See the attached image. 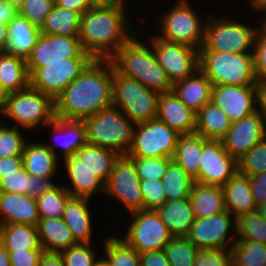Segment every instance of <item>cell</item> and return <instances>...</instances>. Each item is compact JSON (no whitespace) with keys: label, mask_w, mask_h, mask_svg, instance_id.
I'll use <instances>...</instances> for the list:
<instances>
[{"label":"cell","mask_w":266,"mask_h":266,"mask_svg":"<svg viewBox=\"0 0 266 266\" xmlns=\"http://www.w3.org/2000/svg\"><path fill=\"white\" fill-rule=\"evenodd\" d=\"M112 91V63L109 60H94L55 98V117L84 121L113 106Z\"/></svg>","instance_id":"1"},{"label":"cell","mask_w":266,"mask_h":266,"mask_svg":"<svg viewBox=\"0 0 266 266\" xmlns=\"http://www.w3.org/2000/svg\"><path fill=\"white\" fill-rule=\"evenodd\" d=\"M124 3L121 0L109 5L91 6L82 15L79 39L84 51L95 60H108L133 36L128 28Z\"/></svg>","instance_id":"2"},{"label":"cell","mask_w":266,"mask_h":266,"mask_svg":"<svg viewBox=\"0 0 266 266\" xmlns=\"http://www.w3.org/2000/svg\"><path fill=\"white\" fill-rule=\"evenodd\" d=\"M108 60L117 73L139 81L150 90L160 94L172 91L173 85L158 63L153 48L149 49L134 36Z\"/></svg>","instance_id":"3"},{"label":"cell","mask_w":266,"mask_h":266,"mask_svg":"<svg viewBox=\"0 0 266 266\" xmlns=\"http://www.w3.org/2000/svg\"><path fill=\"white\" fill-rule=\"evenodd\" d=\"M199 69L212 85H257L253 52L199 51Z\"/></svg>","instance_id":"4"},{"label":"cell","mask_w":266,"mask_h":266,"mask_svg":"<svg viewBox=\"0 0 266 266\" xmlns=\"http://www.w3.org/2000/svg\"><path fill=\"white\" fill-rule=\"evenodd\" d=\"M90 144L126 156L133 142L135 124L117 107L102 109L84 120Z\"/></svg>","instance_id":"5"},{"label":"cell","mask_w":266,"mask_h":266,"mask_svg":"<svg viewBox=\"0 0 266 266\" xmlns=\"http://www.w3.org/2000/svg\"><path fill=\"white\" fill-rule=\"evenodd\" d=\"M112 93L113 106L120 109L135 125L157 119L160 93L117 73L114 68Z\"/></svg>","instance_id":"6"},{"label":"cell","mask_w":266,"mask_h":266,"mask_svg":"<svg viewBox=\"0 0 266 266\" xmlns=\"http://www.w3.org/2000/svg\"><path fill=\"white\" fill-rule=\"evenodd\" d=\"M2 115L26 129L36 128L40 123L48 127L55 118L54 99L29 85L10 93Z\"/></svg>","instance_id":"7"},{"label":"cell","mask_w":266,"mask_h":266,"mask_svg":"<svg viewBox=\"0 0 266 266\" xmlns=\"http://www.w3.org/2000/svg\"><path fill=\"white\" fill-rule=\"evenodd\" d=\"M229 18L213 19L205 25L203 46L199 51L249 53L255 46L260 28H252L242 23L229 21ZM249 48V49H248Z\"/></svg>","instance_id":"8"},{"label":"cell","mask_w":266,"mask_h":266,"mask_svg":"<svg viewBox=\"0 0 266 266\" xmlns=\"http://www.w3.org/2000/svg\"><path fill=\"white\" fill-rule=\"evenodd\" d=\"M135 126L127 157L173 158L180 134L158 119Z\"/></svg>","instance_id":"9"},{"label":"cell","mask_w":266,"mask_h":266,"mask_svg":"<svg viewBox=\"0 0 266 266\" xmlns=\"http://www.w3.org/2000/svg\"><path fill=\"white\" fill-rule=\"evenodd\" d=\"M130 215L133 221L123 240L138 253L164 250L173 235L156 210H138Z\"/></svg>","instance_id":"10"},{"label":"cell","mask_w":266,"mask_h":266,"mask_svg":"<svg viewBox=\"0 0 266 266\" xmlns=\"http://www.w3.org/2000/svg\"><path fill=\"white\" fill-rule=\"evenodd\" d=\"M162 32L159 38L166 41L187 44L200 50L204 43L205 25L196 12L184 0L175 4L169 12L163 14Z\"/></svg>","instance_id":"11"},{"label":"cell","mask_w":266,"mask_h":266,"mask_svg":"<svg viewBox=\"0 0 266 266\" xmlns=\"http://www.w3.org/2000/svg\"><path fill=\"white\" fill-rule=\"evenodd\" d=\"M151 48L172 85L199 70V50L187 44L152 37Z\"/></svg>","instance_id":"12"},{"label":"cell","mask_w":266,"mask_h":266,"mask_svg":"<svg viewBox=\"0 0 266 266\" xmlns=\"http://www.w3.org/2000/svg\"><path fill=\"white\" fill-rule=\"evenodd\" d=\"M95 59L68 58L39 67L30 76V85L55 98L65 90Z\"/></svg>","instance_id":"13"},{"label":"cell","mask_w":266,"mask_h":266,"mask_svg":"<svg viewBox=\"0 0 266 266\" xmlns=\"http://www.w3.org/2000/svg\"><path fill=\"white\" fill-rule=\"evenodd\" d=\"M68 58L93 57L84 51L79 37L41 33L26 59V66L31 76L39 67Z\"/></svg>","instance_id":"14"},{"label":"cell","mask_w":266,"mask_h":266,"mask_svg":"<svg viewBox=\"0 0 266 266\" xmlns=\"http://www.w3.org/2000/svg\"><path fill=\"white\" fill-rule=\"evenodd\" d=\"M140 178L134 163L127 156H120L105 184V193L126 206L130 213L144 210Z\"/></svg>","instance_id":"15"},{"label":"cell","mask_w":266,"mask_h":266,"mask_svg":"<svg viewBox=\"0 0 266 266\" xmlns=\"http://www.w3.org/2000/svg\"><path fill=\"white\" fill-rule=\"evenodd\" d=\"M199 176L194 181L206 185L223 186L239 171L238 161L223 148L221 140L203 137Z\"/></svg>","instance_id":"16"},{"label":"cell","mask_w":266,"mask_h":266,"mask_svg":"<svg viewBox=\"0 0 266 266\" xmlns=\"http://www.w3.org/2000/svg\"><path fill=\"white\" fill-rule=\"evenodd\" d=\"M265 137V121L256 111L248 117L232 122L221 141L227 153L239 161Z\"/></svg>","instance_id":"17"},{"label":"cell","mask_w":266,"mask_h":266,"mask_svg":"<svg viewBox=\"0 0 266 266\" xmlns=\"http://www.w3.org/2000/svg\"><path fill=\"white\" fill-rule=\"evenodd\" d=\"M230 215L231 213L225 210L210 217L195 218L186 236L198 249H226V238L232 226L235 227L236 233V218ZM233 223L235 225H232Z\"/></svg>","instance_id":"18"},{"label":"cell","mask_w":266,"mask_h":266,"mask_svg":"<svg viewBox=\"0 0 266 266\" xmlns=\"http://www.w3.org/2000/svg\"><path fill=\"white\" fill-rule=\"evenodd\" d=\"M256 90L257 85H213L211 102L219 106L231 122L238 121L257 111Z\"/></svg>","instance_id":"19"},{"label":"cell","mask_w":266,"mask_h":266,"mask_svg":"<svg viewBox=\"0 0 266 266\" xmlns=\"http://www.w3.org/2000/svg\"><path fill=\"white\" fill-rule=\"evenodd\" d=\"M195 116L196 113L188 108L173 91L160 94L157 119L167 124L178 134L195 133Z\"/></svg>","instance_id":"20"},{"label":"cell","mask_w":266,"mask_h":266,"mask_svg":"<svg viewBox=\"0 0 266 266\" xmlns=\"http://www.w3.org/2000/svg\"><path fill=\"white\" fill-rule=\"evenodd\" d=\"M3 224H28L37 227L40 219L36 199L28 194L0 192V218Z\"/></svg>","instance_id":"21"},{"label":"cell","mask_w":266,"mask_h":266,"mask_svg":"<svg viewBox=\"0 0 266 266\" xmlns=\"http://www.w3.org/2000/svg\"><path fill=\"white\" fill-rule=\"evenodd\" d=\"M212 83L199 69L192 76L176 82L172 91L192 111L197 113L211 102Z\"/></svg>","instance_id":"22"},{"label":"cell","mask_w":266,"mask_h":266,"mask_svg":"<svg viewBox=\"0 0 266 266\" xmlns=\"http://www.w3.org/2000/svg\"><path fill=\"white\" fill-rule=\"evenodd\" d=\"M7 31L5 52L26 60L41 34L40 28L18 14L7 24Z\"/></svg>","instance_id":"23"},{"label":"cell","mask_w":266,"mask_h":266,"mask_svg":"<svg viewBox=\"0 0 266 266\" xmlns=\"http://www.w3.org/2000/svg\"><path fill=\"white\" fill-rule=\"evenodd\" d=\"M224 203L235 218L241 214L257 210V205L251 192L249 176L239 171L223 186Z\"/></svg>","instance_id":"24"},{"label":"cell","mask_w":266,"mask_h":266,"mask_svg":"<svg viewBox=\"0 0 266 266\" xmlns=\"http://www.w3.org/2000/svg\"><path fill=\"white\" fill-rule=\"evenodd\" d=\"M57 157L52 144L26 142L22 154L23 167L29 174L36 177L52 179L57 173Z\"/></svg>","instance_id":"25"},{"label":"cell","mask_w":266,"mask_h":266,"mask_svg":"<svg viewBox=\"0 0 266 266\" xmlns=\"http://www.w3.org/2000/svg\"><path fill=\"white\" fill-rule=\"evenodd\" d=\"M156 212L173 236H186L195 221L190 198L167 201Z\"/></svg>","instance_id":"26"},{"label":"cell","mask_w":266,"mask_h":266,"mask_svg":"<svg viewBox=\"0 0 266 266\" xmlns=\"http://www.w3.org/2000/svg\"><path fill=\"white\" fill-rule=\"evenodd\" d=\"M39 243L44 252L60 253L77 245L62 218H40L37 225Z\"/></svg>","instance_id":"27"},{"label":"cell","mask_w":266,"mask_h":266,"mask_svg":"<svg viewBox=\"0 0 266 266\" xmlns=\"http://www.w3.org/2000/svg\"><path fill=\"white\" fill-rule=\"evenodd\" d=\"M64 165L67 170V176H69L74 189L66 188V190L72 195V197H80L90 199V196L95 191H105V183L97 177L93 172L88 170L81 160L75 155L63 158Z\"/></svg>","instance_id":"28"},{"label":"cell","mask_w":266,"mask_h":266,"mask_svg":"<svg viewBox=\"0 0 266 266\" xmlns=\"http://www.w3.org/2000/svg\"><path fill=\"white\" fill-rule=\"evenodd\" d=\"M87 198L71 197L65 207L62 219L70 228L77 244H90L91 218Z\"/></svg>","instance_id":"29"},{"label":"cell","mask_w":266,"mask_h":266,"mask_svg":"<svg viewBox=\"0 0 266 266\" xmlns=\"http://www.w3.org/2000/svg\"><path fill=\"white\" fill-rule=\"evenodd\" d=\"M55 186L51 179H43L29 174L22 166L14 173L2 174L0 192L28 194L38 198Z\"/></svg>","instance_id":"30"},{"label":"cell","mask_w":266,"mask_h":266,"mask_svg":"<svg viewBox=\"0 0 266 266\" xmlns=\"http://www.w3.org/2000/svg\"><path fill=\"white\" fill-rule=\"evenodd\" d=\"M195 218H205L226 210L221 186L193 183L190 192Z\"/></svg>","instance_id":"31"},{"label":"cell","mask_w":266,"mask_h":266,"mask_svg":"<svg viewBox=\"0 0 266 266\" xmlns=\"http://www.w3.org/2000/svg\"><path fill=\"white\" fill-rule=\"evenodd\" d=\"M83 165L99 177L105 184L114 169L115 162L120 158L116 151L86 143L75 153Z\"/></svg>","instance_id":"32"},{"label":"cell","mask_w":266,"mask_h":266,"mask_svg":"<svg viewBox=\"0 0 266 266\" xmlns=\"http://www.w3.org/2000/svg\"><path fill=\"white\" fill-rule=\"evenodd\" d=\"M195 133L206 139L221 140L231 127L228 115L213 102L196 113Z\"/></svg>","instance_id":"33"},{"label":"cell","mask_w":266,"mask_h":266,"mask_svg":"<svg viewBox=\"0 0 266 266\" xmlns=\"http://www.w3.org/2000/svg\"><path fill=\"white\" fill-rule=\"evenodd\" d=\"M202 153L203 136L197 133L184 134L178 137L172 159L195 181L199 176V162Z\"/></svg>","instance_id":"34"},{"label":"cell","mask_w":266,"mask_h":266,"mask_svg":"<svg viewBox=\"0 0 266 266\" xmlns=\"http://www.w3.org/2000/svg\"><path fill=\"white\" fill-rule=\"evenodd\" d=\"M0 242L7 251L43 250L37 227L28 224L0 225Z\"/></svg>","instance_id":"35"},{"label":"cell","mask_w":266,"mask_h":266,"mask_svg":"<svg viewBox=\"0 0 266 266\" xmlns=\"http://www.w3.org/2000/svg\"><path fill=\"white\" fill-rule=\"evenodd\" d=\"M0 83L10 93L28 87L30 75L26 60L6 52L0 53Z\"/></svg>","instance_id":"36"},{"label":"cell","mask_w":266,"mask_h":266,"mask_svg":"<svg viewBox=\"0 0 266 266\" xmlns=\"http://www.w3.org/2000/svg\"><path fill=\"white\" fill-rule=\"evenodd\" d=\"M81 17L80 12L62 8L55 4L40 31L42 34L79 37Z\"/></svg>","instance_id":"37"},{"label":"cell","mask_w":266,"mask_h":266,"mask_svg":"<svg viewBox=\"0 0 266 266\" xmlns=\"http://www.w3.org/2000/svg\"><path fill=\"white\" fill-rule=\"evenodd\" d=\"M49 125L54 127L53 133L65 132L64 134L68 135L61 142L64 158L75 155L88 142L87 128L84 121L65 120L55 117Z\"/></svg>","instance_id":"38"},{"label":"cell","mask_w":266,"mask_h":266,"mask_svg":"<svg viewBox=\"0 0 266 266\" xmlns=\"http://www.w3.org/2000/svg\"><path fill=\"white\" fill-rule=\"evenodd\" d=\"M164 193L167 201L190 198L191 188L194 183L185 170L172 161L162 178Z\"/></svg>","instance_id":"39"},{"label":"cell","mask_w":266,"mask_h":266,"mask_svg":"<svg viewBox=\"0 0 266 266\" xmlns=\"http://www.w3.org/2000/svg\"><path fill=\"white\" fill-rule=\"evenodd\" d=\"M230 244L233 266H266V245L252 240Z\"/></svg>","instance_id":"40"},{"label":"cell","mask_w":266,"mask_h":266,"mask_svg":"<svg viewBox=\"0 0 266 266\" xmlns=\"http://www.w3.org/2000/svg\"><path fill=\"white\" fill-rule=\"evenodd\" d=\"M72 195L66 190V186L55 185L43 195L36 198L39 217L62 218L66 204Z\"/></svg>","instance_id":"41"},{"label":"cell","mask_w":266,"mask_h":266,"mask_svg":"<svg viewBox=\"0 0 266 266\" xmlns=\"http://www.w3.org/2000/svg\"><path fill=\"white\" fill-rule=\"evenodd\" d=\"M238 233V234H237ZM236 240H252L266 245V219L255 210L236 218Z\"/></svg>","instance_id":"42"},{"label":"cell","mask_w":266,"mask_h":266,"mask_svg":"<svg viewBox=\"0 0 266 266\" xmlns=\"http://www.w3.org/2000/svg\"><path fill=\"white\" fill-rule=\"evenodd\" d=\"M104 243L105 260L110 266H140V253L123 239L109 236Z\"/></svg>","instance_id":"43"},{"label":"cell","mask_w":266,"mask_h":266,"mask_svg":"<svg viewBox=\"0 0 266 266\" xmlns=\"http://www.w3.org/2000/svg\"><path fill=\"white\" fill-rule=\"evenodd\" d=\"M198 247L187 236H173L164 251L171 266H194Z\"/></svg>","instance_id":"44"},{"label":"cell","mask_w":266,"mask_h":266,"mask_svg":"<svg viewBox=\"0 0 266 266\" xmlns=\"http://www.w3.org/2000/svg\"><path fill=\"white\" fill-rule=\"evenodd\" d=\"M136 168L140 180H162L168 165L173 161L169 157H128Z\"/></svg>","instance_id":"45"},{"label":"cell","mask_w":266,"mask_h":266,"mask_svg":"<svg viewBox=\"0 0 266 266\" xmlns=\"http://www.w3.org/2000/svg\"><path fill=\"white\" fill-rule=\"evenodd\" d=\"M238 165L239 172L247 176L266 173V137L247 152Z\"/></svg>","instance_id":"46"},{"label":"cell","mask_w":266,"mask_h":266,"mask_svg":"<svg viewBox=\"0 0 266 266\" xmlns=\"http://www.w3.org/2000/svg\"><path fill=\"white\" fill-rule=\"evenodd\" d=\"M26 141L17 126L0 125V158L22 155Z\"/></svg>","instance_id":"47"},{"label":"cell","mask_w":266,"mask_h":266,"mask_svg":"<svg viewBox=\"0 0 266 266\" xmlns=\"http://www.w3.org/2000/svg\"><path fill=\"white\" fill-rule=\"evenodd\" d=\"M54 5L55 0H25L19 8V15L41 28Z\"/></svg>","instance_id":"48"},{"label":"cell","mask_w":266,"mask_h":266,"mask_svg":"<svg viewBox=\"0 0 266 266\" xmlns=\"http://www.w3.org/2000/svg\"><path fill=\"white\" fill-rule=\"evenodd\" d=\"M88 244H77L60 252L65 266H96L100 261ZM96 259V260H95Z\"/></svg>","instance_id":"49"},{"label":"cell","mask_w":266,"mask_h":266,"mask_svg":"<svg viewBox=\"0 0 266 266\" xmlns=\"http://www.w3.org/2000/svg\"><path fill=\"white\" fill-rule=\"evenodd\" d=\"M140 188L144 200V210H156L167 202L162 180H141Z\"/></svg>","instance_id":"50"},{"label":"cell","mask_w":266,"mask_h":266,"mask_svg":"<svg viewBox=\"0 0 266 266\" xmlns=\"http://www.w3.org/2000/svg\"><path fill=\"white\" fill-rule=\"evenodd\" d=\"M194 266H233L231 248L198 249L194 258Z\"/></svg>","instance_id":"51"},{"label":"cell","mask_w":266,"mask_h":266,"mask_svg":"<svg viewBox=\"0 0 266 266\" xmlns=\"http://www.w3.org/2000/svg\"><path fill=\"white\" fill-rule=\"evenodd\" d=\"M253 50L255 74L258 82L266 85V21L264 19Z\"/></svg>","instance_id":"52"},{"label":"cell","mask_w":266,"mask_h":266,"mask_svg":"<svg viewBox=\"0 0 266 266\" xmlns=\"http://www.w3.org/2000/svg\"><path fill=\"white\" fill-rule=\"evenodd\" d=\"M11 266H38L44 250L8 251Z\"/></svg>","instance_id":"53"},{"label":"cell","mask_w":266,"mask_h":266,"mask_svg":"<svg viewBox=\"0 0 266 266\" xmlns=\"http://www.w3.org/2000/svg\"><path fill=\"white\" fill-rule=\"evenodd\" d=\"M251 192L257 206L266 202V173L249 176Z\"/></svg>","instance_id":"54"},{"label":"cell","mask_w":266,"mask_h":266,"mask_svg":"<svg viewBox=\"0 0 266 266\" xmlns=\"http://www.w3.org/2000/svg\"><path fill=\"white\" fill-rule=\"evenodd\" d=\"M140 266H171L164 250L140 253Z\"/></svg>","instance_id":"55"},{"label":"cell","mask_w":266,"mask_h":266,"mask_svg":"<svg viewBox=\"0 0 266 266\" xmlns=\"http://www.w3.org/2000/svg\"><path fill=\"white\" fill-rule=\"evenodd\" d=\"M22 166V155H14L12 157L0 158V179L2 178V174L14 173Z\"/></svg>","instance_id":"56"},{"label":"cell","mask_w":266,"mask_h":266,"mask_svg":"<svg viewBox=\"0 0 266 266\" xmlns=\"http://www.w3.org/2000/svg\"><path fill=\"white\" fill-rule=\"evenodd\" d=\"M55 4L62 8L80 12L82 15L92 6L88 0H55Z\"/></svg>","instance_id":"57"},{"label":"cell","mask_w":266,"mask_h":266,"mask_svg":"<svg viewBox=\"0 0 266 266\" xmlns=\"http://www.w3.org/2000/svg\"><path fill=\"white\" fill-rule=\"evenodd\" d=\"M19 14V10L6 0H0V22L8 24Z\"/></svg>","instance_id":"58"},{"label":"cell","mask_w":266,"mask_h":266,"mask_svg":"<svg viewBox=\"0 0 266 266\" xmlns=\"http://www.w3.org/2000/svg\"><path fill=\"white\" fill-rule=\"evenodd\" d=\"M256 103L259 104L257 112L263 118L266 124V85L262 82H258L256 90Z\"/></svg>","instance_id":"59"},{"label":"cell","mask_w":266,"mask_h":266,"mask_svg":"<svg viewBox=\"0 0 266 266\" xmlns=\"http://www.w3.org/2000/svg\"><path fill=\"white\" fill-rule=\"evenodd\" d=\"M38 266H65L60 253L43 252Z\"/></svg>","instance_id":"60"},{"label":"cell","mask_w":266,"mask_h":266,"mask_svg":"<svg viewBox=\"0 0 266 266\" xmlns=\"http://www.w3.org/2000/svg\"><path fill=\"white\" fill-rule=\"evenodd\" d=\"M7 38H8L7 24L0 22V53L6 51Z\"/></svg>","instance_id":"61"},{"label":"cell","mask_w":266,"mask_h":266,"mask_svg":"<svg viewBox=\"0 0 266 266\" xmlns=\"http://www.w3.org/2000/svg\"><path fill=\"white\" fill-rule=\"evenodd\" d=\"M10 92L0 83V114H3L9 99Z\"/></svg>","instance_id":"62"},{"label":"cell","mask_w":266,"mask_h":266,"mask_svg":"<svg viewBox=\"0 0 266 266\" xmlns=\"http://www.w3.org/2000/svg\"><path fill=\"white\" fill-rule=\"evenodd\" d=\"M0 266H11L9 252L0 242Z\"/></svg>","instance_id":"63"},{"label":"cell","mask_w":266,"mask_h":266,"mask_svg":"<svg viewBox=\"0 0 266 266\" xmlns=\"http://www.w3.org/2000/svg\"><path fill=\"white\" fill-rule=\"evenodd\" d=\"M252 6L257 10L260 9L266 12V0H250Z\"/></svg>","instance_id":"64"},{"label":"cell","mask_w":266,"mask_h":266,"mask_svg":"<svg viewBox=\"0 0 266 266\" xmlns=\"http://www.w3.org/2000/svg\"><path fill=\"white\" fill-rule=\"evenodd\" d=\"M88 1L92 6H97V5H109L121 0H88Z\"/></svg>","instance_id":"65"},{"label":"cell","mask_w":266,"mask_h":266,"mask_svg":"<svg viewBox=\"0 0 266 266\" xmlns=\"http://www.w3.org/2000/svg\"><path fill=\"white\" fill-rule=\"evenodd\" d=\"M257 211L261 214V216L266 219V202L257 206Z\"/></svg>","instance_id":"66"},{"label":"cell","mask_w":266,"mask_h":266,"mask_svg":"<svg viewBox=\"0 0 266 266\" xmlns=\"http://www.w3.org/2000/svg\"><path fill=\"white\" fill-rule=\"evenodd\" d=\"M8 1L12 6L16 7L18 10L23 5L25 0H6Z\"/></svg>","instance_id":"67"},{"label":"cell","mask_w":266,"mask_h":266,"mask_svg":"<svg viewBox=\"0 0 266 266\" xmlns=\"http://www.w3.org/2000/svg\"><path fill=\"white\" fill-rule=\"evenodd\" d=\"M96 266H110V264L103 258L100 259Z\"/></svg>","instance_id":"68"}]
</instances>
